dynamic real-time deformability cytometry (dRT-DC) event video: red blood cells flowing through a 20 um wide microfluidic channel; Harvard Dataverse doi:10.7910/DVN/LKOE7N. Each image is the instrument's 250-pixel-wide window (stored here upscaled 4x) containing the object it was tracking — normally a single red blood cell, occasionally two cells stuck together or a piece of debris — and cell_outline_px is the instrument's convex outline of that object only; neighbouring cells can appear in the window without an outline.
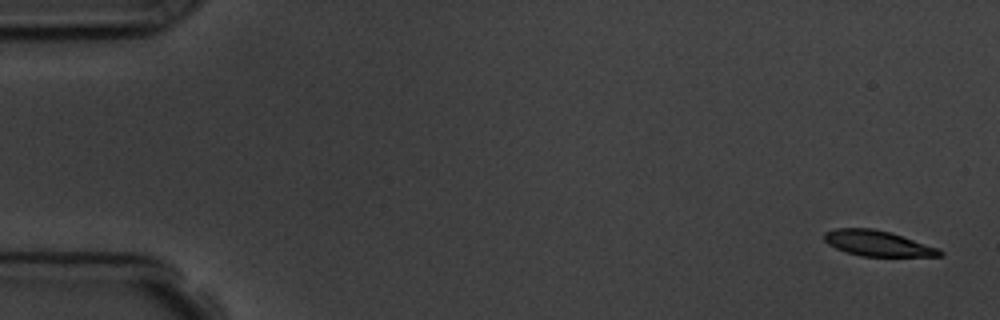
{"species": "common noctule bat (a hibernating species)", "species_latin": "Nyctalus noctula", "temperature_condition": "room temperature", "stored_images_in_passage": 5, "camera_frame_rate_fps": 3000, "um_per_image_px": 0.085, "animal": {"sex": "male", "body_mass_g": 19.5, "forearm_length_mm": 54.6}, "frame": {"image": 1, "passage_image": 1, "time_ms": 0.0, "image_size_px": [1000, 320], "cell_outline_px": [[944, 252], [940, 256], [860, 256], [836, 248], [828, 244], [824, 240], [824, 232], [836, 228], [872, 228], [892, 232], [940, 248]], "centroid_in_image_um": [74.62, 20.67], "position_along_channel_um": 10.4, "area_um2": 17.28}}
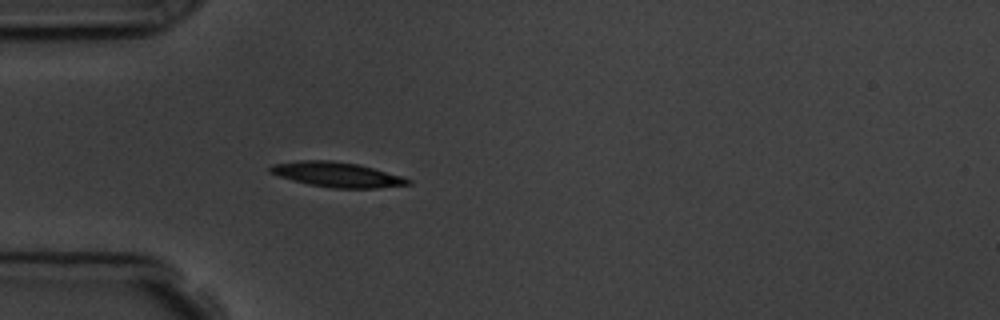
{"frame": {"image": 2, "passage_image": 5, "time_ms": 4.667, "image_size_px": [1000, 320], "cell_outline_px": [[412, 184], [376, 188], [332, 188], [308, 184], [292, 180], [268, 172], [268, 168], [272, 164], [300, 160], [332, 160], [360, 164], [404, 176], [412, 180]], "centroid_in_image_um": [28.67, 14.83], "position_along_channel_um": 56.3, "area_um2": 20.29}}